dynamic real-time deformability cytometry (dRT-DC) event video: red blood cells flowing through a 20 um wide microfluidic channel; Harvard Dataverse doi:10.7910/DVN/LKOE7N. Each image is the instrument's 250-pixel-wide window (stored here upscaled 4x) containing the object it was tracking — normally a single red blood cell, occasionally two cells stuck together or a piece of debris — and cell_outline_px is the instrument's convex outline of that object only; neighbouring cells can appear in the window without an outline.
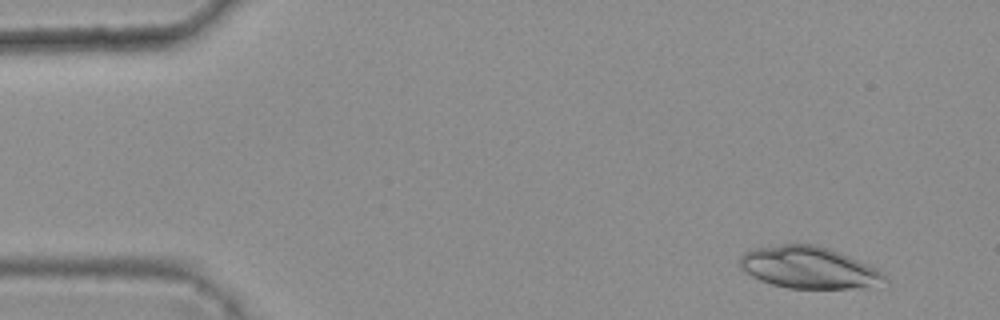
{"species": "common noctule bat (a hibernating species)", "species_latin": "Nyctalus noctula", "temperature_condition": "warm", "stored_images_in_passage": 43, "camera_frame_rate_fps": 3000, "um_per_image_px": 0.085, "animal": {"sex": "female", "body_mass_g": 25.1}, "frame": {"image": 1, "passage_image": 4, "time_ms": 1.0, "image_size_px": [1000, 320], "cell_outline_px": [[888, 280], [864, 288], [788, 288], [772, 284], [760, 280], [752, 276], [740, 268], [740, 256], [744, 252], [752, 248], [780, 244], [816, 244], [840, 252], [868, 264], [876, 268]], "centroid_in_image_um": [68.7, 22.73], "position_along_channel_um": 16.3, "area_um2": 35.2}}
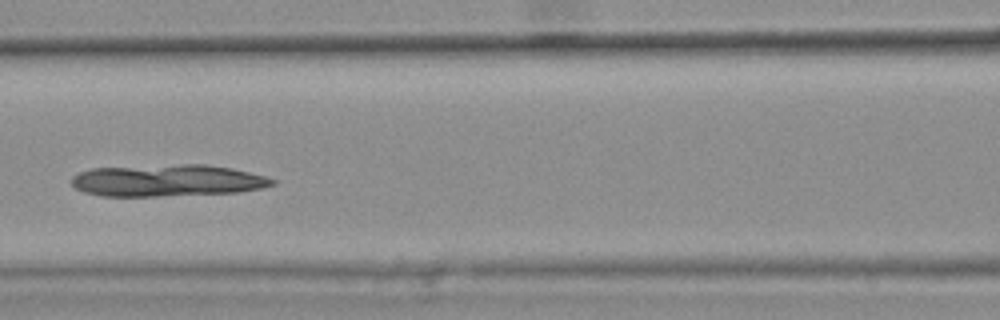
{"frame": {"image": 2, "passage_image": 23, "time_ms": 7.333, "image_size_px": [1000, 320], "cell_outline_px": [[276, 184], [264, 188], [236, 192], [156, 196], [100, 196], [84, 192], [76, 188], [72, 184], [72, 176], [80, 172], [92, 168], [180, 164], [204, 164], [232, 168], [264, 176], [276, 180]], "centroid_in_image_um": [14.23, 15.34], "position_along_channel_um": 152.4, "area_um2": 37.22}}
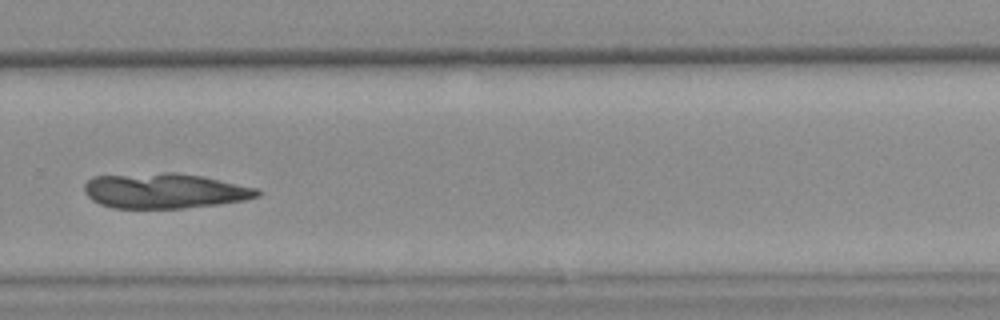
{"frame": {"image": 3, "passage_image": 36, "time_ms": 11.667, "image_size_px": [1000, 320], "cell_outline_px": [[260, 196], [244, 200], [216, 204], [184, 208], [112, 208], [100, 204], [92, 200], [84, 192], [84, 184], [92, 176], [164, 172], [176, 172], [200, 176], [260, 188]], "centroid_in_image_um": [13.97, 16.21], "position_along_channel_um": 315.8, "area_um2": 35.55}}